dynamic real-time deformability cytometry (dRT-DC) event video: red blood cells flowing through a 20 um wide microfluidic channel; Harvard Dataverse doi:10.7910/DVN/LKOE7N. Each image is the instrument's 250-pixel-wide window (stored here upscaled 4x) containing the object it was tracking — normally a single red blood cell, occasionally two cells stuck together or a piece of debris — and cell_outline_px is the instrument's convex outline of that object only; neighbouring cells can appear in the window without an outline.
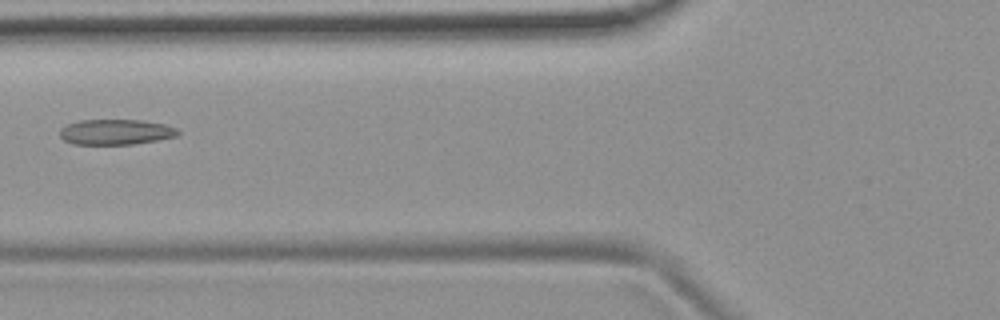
{"species": "common noctule bat (a hibernating species)", "species_latin": "Nyctalus noctula", "temperature_condition": "room temperature", "stored_images_in_passage": 7, "camera_frame_rate_fps": 3000, "um_per_image_px": 0.085, "animal": {"sex": "female", "body_mass_g": 19.9}, "frame": {"image": 1, "passage_image": 6, "time_ms": 6.667, "image_size_px": [1000, 320], "cell_outline_px": [[180, 132], [176, 136], [156, 140], [132, 144], [72, 144], [64, 140], [60, 136], [60, 128], [68, 124], [80, 120], [140, 120], [164, 124], [176, 128]], "centroid_in_image_um": [9.81, 11.22], "position_along_channel_um": 116.0, "area_um2": 17.34}}
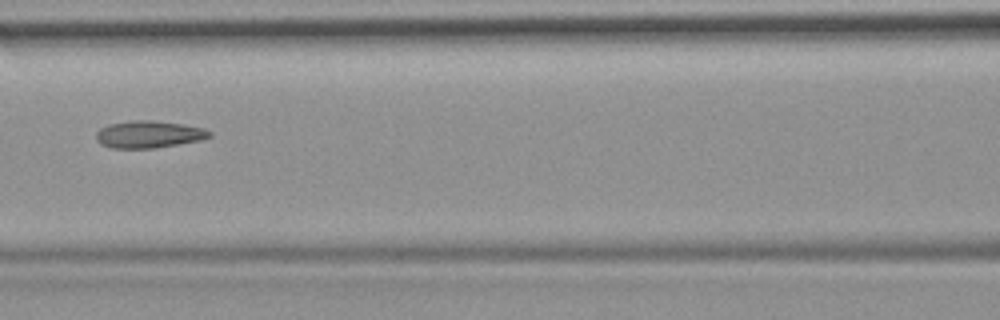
{"frame": {"image": 2, "passage_image": 7, "time_ms": 7.667, "image_size_px": [1000, 320], "cell_outline_px": [[212, 136], [200, 140], [156, 148], [112, 148], [100, 144], [96, 140], [96, 132], [100, 128], [108, 124], [132, 120], [152, 120], [180, 124], [204, 128], [212, 132]], "centroid_in_image_um": [12.62, 11.42], "position_along_channel_um": 154.0, "area_um2": 17.98}}